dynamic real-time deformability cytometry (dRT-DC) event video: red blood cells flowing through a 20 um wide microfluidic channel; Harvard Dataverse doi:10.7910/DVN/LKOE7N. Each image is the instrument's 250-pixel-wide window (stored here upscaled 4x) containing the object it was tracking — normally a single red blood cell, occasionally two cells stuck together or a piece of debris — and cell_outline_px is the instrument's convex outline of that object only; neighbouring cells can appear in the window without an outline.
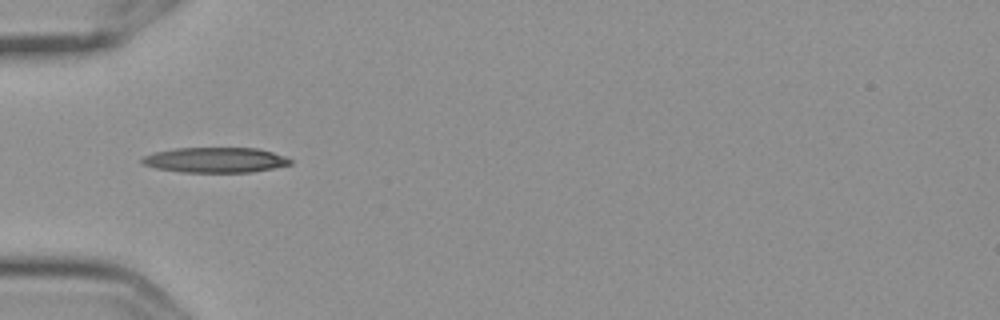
{"species": "Egyptian fruit bat (a non-hibernating species)", "species_latin": "Rousettus aegyptiacus", "temperature_condition": "cold", "stored_images_in_passage": 5, "camera_frame_rate_fps": 3000, "um_per_image_px": 0.085, "frame": {"image": 1, "passage_image": 4, "time_ms": 1.0, "image_size_px": [1000, 320], "cell_outline_px": [[292, 164], [252, 172], [180, 172], [156, 168], [144, 164], [140, 160], [144, 156], [156, 152], [176, 148], [256, 148], [272, 152], [284, 156], [292, 160]], "centroid_in_image_um": [18.31, 13.6], "position_along_channel_um": 66.7, "area_um2": 21.62}}
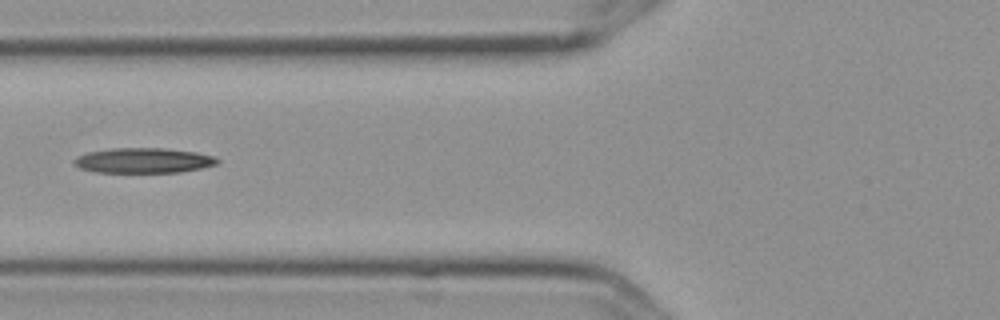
{"frame": {"image": 2, "passage_image": 5, "time_ms": 1.333, "image_size_px": [1000, 320], "cell_outline_px": [[220, 160], [216, 164], [200, 168], [180, 172], [96, 172], [80, 168], [72, 164], [72, 160], [76, 156], [88, 152], [112, 148], [168, 148], [196, 152], [212, 156]], "centroid_in_image_um": [12.14, 13.63], "position_along_channel_um": 113.7, "area_um2": 20.98}}